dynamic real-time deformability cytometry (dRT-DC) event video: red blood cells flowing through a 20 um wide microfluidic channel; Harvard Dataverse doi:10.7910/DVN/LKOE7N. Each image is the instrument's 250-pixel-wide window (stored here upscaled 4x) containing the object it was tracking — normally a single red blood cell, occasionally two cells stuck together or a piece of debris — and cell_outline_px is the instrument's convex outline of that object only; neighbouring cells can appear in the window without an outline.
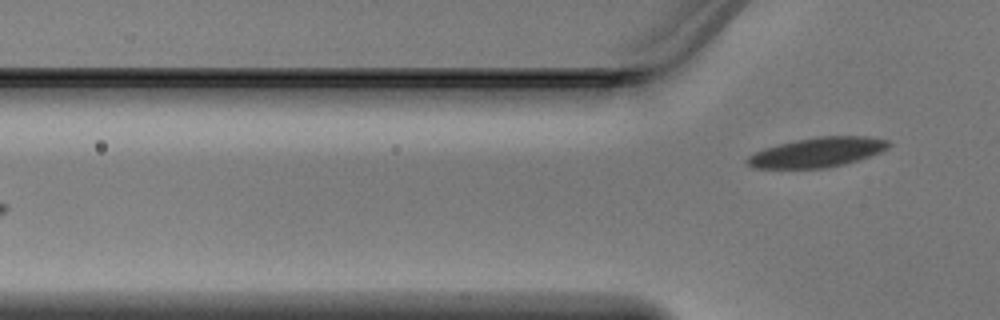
{"species": "Egyptian fruit bat (a non-hibernating species)", "species_latin": "Rousettus aegyptiacus", "temperature_condition": "warm", "stored_images_in_passage": 4, "camera_frame_rate_fps": 3000, "um_per_image_px": 0.085, "animal": {"sex": "male"}, "frame": {"image": 1, "passage_image": 4, "time_ms": 1.0, "image_size_px": [1000, 320], "cell_outline_px": [[892, 144], [888, 148], [880, 152], [844, 164], [828, 168], [752, 168], [744, 160], [748, 156], [764, 148], [796, 140], [820, 136], [864, 136], [888, 140]], "centroid_in_image_um": [69.46, 12.95], "position_along_channel_um": 56.3, "area_um2": 24.28}}